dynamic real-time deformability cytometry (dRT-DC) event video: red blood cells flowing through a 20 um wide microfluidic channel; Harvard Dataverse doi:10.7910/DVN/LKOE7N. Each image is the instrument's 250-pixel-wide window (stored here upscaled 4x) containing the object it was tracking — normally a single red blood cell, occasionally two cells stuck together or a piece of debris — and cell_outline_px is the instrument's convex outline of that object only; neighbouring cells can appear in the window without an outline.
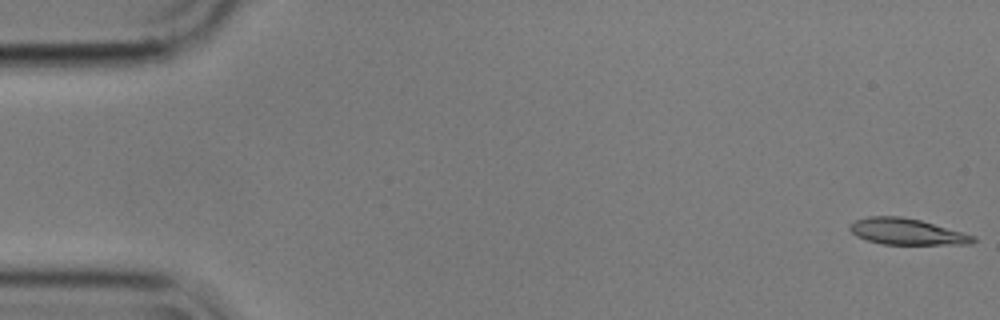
{"species": "common noctule bat (a hibernating species)", "species_latin": "Nyctalus noctula", "temperature_condition": "cold", "stored_images_in_passage": 4, "camera_frame_rate_fps": 3000, "um_per_image_px": 0.085, "animal": {"sex": "male", "body_mass_g": 17.9}, "frame": {"image": 1, "passage_image": 1, "time_ms": 0.0, "image_size_px": [1000, 320], "cell_outline_px": [[976, 240], [972, 244], [880, 244], [856, 236], [848, 228], [848, 224], [856, 220], [868, 216], [900, 216], [920, 220], [976, 236]], "centroid_in_image_um": [77.05, 19.69], "position_along_channel_um": 7.9, "area_um2": 18.79}}
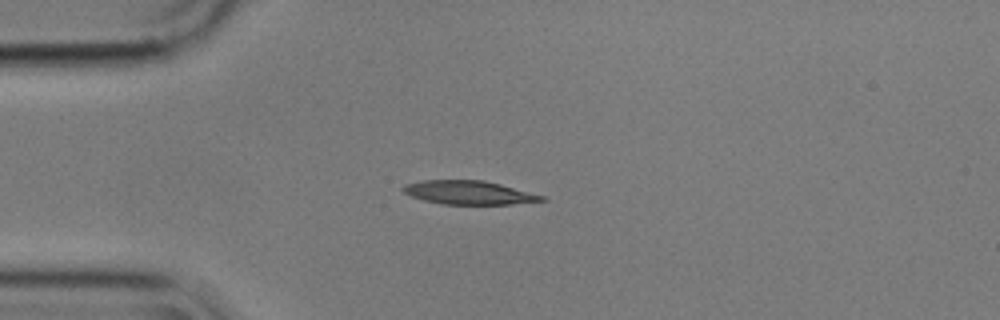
{"frame": {"image": 2, "passage_image": 4, "time_ms": 1.0, "image_size_px": [1000, 320], "cell_outline_px": [[548, 200], [512, 204], [440, 204], [424, 200], [412, 196], [404, 192], [400, 188], [404, 184], [424, 180], [484, 180], [500, 184], [544, 196]], "centroid_in_image_um": [39.83, 16.37], "position_along_channel_um": 45.2, "area_um2": 19.02}}